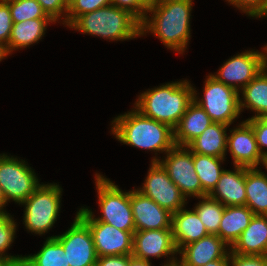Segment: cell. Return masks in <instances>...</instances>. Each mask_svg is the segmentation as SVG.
Wrapping results in <instances>:
<instances>
[{
	"label": "cell",
	"mask_w": 267,
	"mask_h": 266,
	"mask_svg": "<svg viewBox=\"0 0 267 266\" xmlns=\"http://www.w3.org/2000/svg\"><path fill=\"white\" fill-rule=\"evenodd\" d=\"M192 0H154L141 23L142 36L153 33L168 48L183 54L190 40Z\"/></svg>",
	"instance_id": "1"
},
{
	"label": "cell",
	"mask_w": 267,
	"mask_h": 266,
	"mask_svg": "<svg viewBox=\"0 0 267 266\" xmlns=\"http://www.w3.org/2000/svg\"><path fill=\"white\" fill-rule=\"evenodd\" d=\"M112 134L121 143L154 152H165L175 146L174 130L167 124L143 115L135 107L115 117Z\"/></svg>",
	"instance_id": "2"
},
{
	"label": "cell",
	"mask_w": 267,
	"mask_h": 266,
	"mask_svg": "<svg viewBox=\"0 0 267 266\" xmlns=\"http://www.w3.org/2000/svg\"><path fill=\"white\" fill-rule=\"evenodd\" d=\"M193 100V86L187 80H180L141 93L134 107L174 129Z\"/></svg>",
	"instance_id": "3"
},
{
	"label": "cell",
	"mask_w": 267,
	"mask_h": 266,
	"mask_svg": "<svg viewBox=\"0 0 267 266\" xmlns=\"http://www.w3.org/2000/svg\"><path fill=\"white\" fill-rule=\"evenodd\" d=\"M69 28L111 41L142 36L141 22L130 12L114 5L79 16Z\"/></svg>",
	"instance_id": "4"
},
{
	"label": "cell",
	"mask_w": 267,
	"mask_h": 266,
	"mask_svg": "<svg viewBox=\"0 0 267 266\" xmlns=\"http://www.w3.org/2000/svg\"><path fill=\"white\" fill-rule=\"evenodd\" d=\"M62 188L59 184L40 186L21 204L25 205L23 224L27 231L44 235L53 227L61 208Z\"/></svg>",
	"instance_id": "5"
},
{
	"label": "cell",
	"mask_w": 267,
	"mask_h": 266,
	"mask_svg": "<svg viewBox=\"0 0 267 266\" xmlns=\"http://www.w3.org/2000/svg\"><path fill=\"white\" fill-rule=\"evenodd\" d=\"M95 176L98 204L102 212L101 217L95 219L123 231H135L130 191H122L101 174L96 173Z\"/></svg>",
	"instance_id": "6"
},
{
	"label": "cell",
	"mask_w": 267,
	"mask_h": 266,
	"mask_svg": "<svg viewBox=\"0 0 267 266\" xmlns=\"http://www.w3.org/2000/svg\"><path fill=\"white\" fill-rule=\"evenodd\" d=\"M206 77L208 78L205 80L202 99L198 98L196 88H193V101L204 109L213 122L230 126L241 114L239 108L240 93L217 81L210 74Z\"/></svg>",
	"instance_id": "7"
},
{
	"label": "cell",
	"mask_w": 267,
	"mask_h": 266,
	"mask_svg": "<svg viewBox=\"0 0 267 266\" xmlns=\"http://www.w3.org/2000/svg\"><path fill=\"white\" fill-rule=\"evenodd\" d=\"M25 160L0 154V187L6 204H22L39 186V179Z\"/></svg>",
	"instance_id": "8"
},
{
	"label": "cell",
	"mask_w": 267,
	"mask_h": 266,
	"mask_svg": "<svg viewBox=\"0 0 267 266\" xmlns=\"http://www.w3.org/2000/svg\"><path fill=\"white\" fill-rule=\"evenodd\" d=\"M76 215L89 227L98 257L109 255H132L133 234L97 221L91 209L84 206Z\"/></svg>",
	"instance_id": "9"
},
{
	"label": "cell",
	"mask_w": 267,
	"mask_h": 266,
	"mask_svg": "<svg viewBox=\"0 0 267 266\" xmlns=\"http://www.w3.org/2000/svg\"><path fill=\"white\" fill-rule=\"evenodd\" d=\"M151 162H159L166 170L169 178L186 197H203L207 194L202 190L199 177L193 164V152L186 146H174L166 153L165 159L154 157Z\"/></svg>",
	"instance_id": "10"
},
{
	"label": "cell",
	"mask_w": 267,
	"mask_h": 266,
	"mask_svg": "<svg viewBox=\"0 0 267 266\" xmlns=\"http://www.w3.org/2000/svg\"><path fill=\"white\" fill-rule=\"evenodd\" d=\"M263 52L246 51L228 59L217 74H210L217 81L224 83L238 92L254 79L267 64V48Z\"/></svg>",
	"instance_id": "11"
},
{
	"label": "cell",
	"mask_w": 267,
	"mask_h": 266,
	"mask_svg": "<svg viewBox=\"0 0 267 266\" xmlns=\"http://www.w3.org/2000/svg\"><path fill=\"white\" fill-rule=\"evenodd\" d=\"M150 166L142 188L136 190L172 214L185 207L186 197L172 182L162 165L151 162Z\"/></svg>",
	"instance_id": "12"
},
{
	"label": "cell",
	"mask_w": 267,
	"mask_h": 266,
	"mask_svg": "<svg viewBox=\"0 0 267 266\" xmlns=\"http://www.w3.org/2000/svg\"><path fill=\"white\" fill-rule=\"evenodd\" d=\"M54 237L63 246L70 266H96L98 256L92 234L77 215L65 233Z\"/></svg>",
	"instance_id": "13"
},
{
	"label": "cell",
	"mask_w": 267,
	"mask_h": 266,
	"mask_svg": "<svg viewBox=\"0 0 267 266\" xmlns=\"http://www.w3.org/2000/svg\"><path fill=\"white\" fill-rule=\"evenodd\" d=\"M177 253L172 229L135 231L133 234L132 255L136 258L150 262L151 257L161 258L171 255L173 257L163 266H175L178 260L174 255Z\"/></svg>",
	"instance_id": "14"
},
{
	"label": "cell",
	"mask_w": 267,
	"mask_h": 266,
	"mask_svg": "<svg viewBox=\"0 0 267 266\" xmlns=\"http://www.w3.org/2000/svg\"><path fill=\"white\" fill-rule=\"evenodd\" d=\"M227 135L226 148L233 158V166L246 168H258V165L266 164L258 149L257 141L252 126L245 120L230 130Z\"/></svg>",
	"instance_id": "15"
},
{
	"label": "cell",
	"mask_w": 267,
	"mask_h": 266,
	"mask_svg": "<svg viewBox=\"0 0 267 266\" xmlns=\"http://www.w3.org/2000/svg\"><path fill=\"white\" fill-rule=\"evenodd\" d=\"M135 231L171 229L172 213L139 191H130Z\"/></svg>",
	"instance_id": "16"
},
{
	"label": "cell",
	"mask_w": 267,
	"mask_h": 266,
	"mask_svg": "<svg viewBox=\"0 0 267 266\" xmlns=\"http://www.w3.org/2000/svg\"><path fill=\"white\" fill-rule=\"evenodd\" d=\"M219 236L208 234L197 240L183 246L178 254H181L178 266H205L210 261L217 259H229L230 248Z\"/></svg>",
	"instance_id": "17"
},
{
	"label": "cell",
	"mask_w": 267,
	"mask_h": 266,
	"mask_svg": "<svg viewBox=\"0 0 267 266\" xmlns=\"http://www.w3.org/2000/svg\"><path fill=\"white\" fill-rule=\"evenodd\" d=\"M208 196L224 206H245V167L234 166V171L224 170Z\"/></svg>",
	"instance_id": "18"
},
{
	"label": "cell",
	"mask_w": 267,
	"mask_h": 266,
	"mask_svg": "<svg viewBox=\"0 0 267 266\" xmlns=\"http://www.w3.org/2000/svg\"><path fill=\"white\" fill-rule=\"evenodd\" d=\"M231 253L267 256V215H254L230 248Z\"/></svg>",
	"instance_id": "19"
},
{
	"label": "cell",
	"mask_w": 267,
	"mask_h": 266,
	"mask_svg": "<svg viewBox=\"0 0 267 266\" xmlns=\"http://www.w3.org/2000/svg\"><path fill=\"white\" fill-rule=\"evenodd\" d=\"M171 229L178 251L208 235L196 211L186 210L184 207L172 214Z\"/></svg>",
	"instance_id": "20"
},
{
	"label": "cell",
	"mask_w": 267,
	"mask_h": 266,
	"mask_svg": "<svg viewBox=\"0 0 267 266\" xmlns=\"http://www.w3.org/2000/svg\"><path fill=\"white\" fill-rule=\"evenodd\" d=\"M212 123L204 109L193 101L173 129L175 145L187 146Z\"/></svg>",
	"instance_id": "21"
},
{
	"label": "cell",
	"mask_w": 267,
	"mask_h": 266,
	"mask_svg": "<svg viewBox=\"0 0 267 266\" xmlns=\"http://www.w3.org/2000/svg\"><path fill=\"white\" fill-rule=\"evenodd\" d=\"M228 127L226 124L213 122L186 147L193 153L225 158Z\"/></svg>",
	"instance_id": "22"
},
{
	"label": "cell",
	"mask_w": 267,
	"mask_h": 266,
	"mask_svg": "<svg viewBox=\"0 0 267 266\" xmlns=\"http://www.w3.org/2000/svg\"><path fill=\"white\" fill-rule=\"evenodd\" d=\"M255 214L245 206H225L218 236L231 248Z\"/></svg>",
	"instance_id": "23"
},
{
	"label": "cell",
	"mask_w": 267,
	"mask_h": 266,
	"mask_svg": "<svg viewBox=\"0 0 267 266\" xmlns=\"http://www.w3.org/2000/svg\"><path fill=\"white\" fill-rule=\"evenodd\" d=\"M239 93L243 95L239 97L240 112L248 108L256 112L251 118H267V64Z\"/></svg>",
	"instance_id": "24"
},
{
	"label": "cell",
	"mask_w": 267,
	"mask_h": 266,
	"mask_svg": "<svg viewBox=\"0 0 267 266\" xmlns=\"http://www.w3.org/2000/svg\"><path fill=\"white\" fill-rule=\"evenodd\" d=\"M51 18H36L22 22H13L11 35L7 45L11 54L16 49H24L37 43L45 35L47 24L53 23Z\"/></svg>",
	"instance_id": "25"
},
{
	"label": "cell",
	"mask_w": 267,
	"mask_h": 266,
	"mask_svg": "<svg viewBox=\"0 0 267 266\" xmlns=\"http://www.w3.org/2000/svg\"><path fill=\"white\" fill-rule=\"evenodd\" d=\"M246 206L255 215H267V175L245 167Z\"/></svg>",
	"instance_id": "26"
},
{
	"label": "cell",
	"mask_w": 267,
	"mask_h": 266,
	"mask_svg": "<svg viewBox=\"0 0 267 266\" xmlns=\"http://www.w3.org/2000/svg\"><path fill=\"white\" fill-rule=\"evenodd\" d=\"M21 266H70L63 246L54 237H47L41 250L34 255L24 256Z\"/></svg>",
	"instance_id": "27"
},
{
	"label": "cell",
	"mask_w": 267,
	"mask_h": 266,
	"mask_svg": "<svg viewBox=\"0 0 267 266\" xmlns=\"http://www.w3.org/2000/svg\"><path fill=\"white\" fill-rule=\"evenodd\" d=\"M224 160L225 158L193 153L194 168L199 177L202 190L207 195L214 189L221 173L224 171L220 166Z\"/></svg>",
	"instance_id": "28"
},
{
	"label": "cell",
	"mask_w": 267,
	"mask_h": 266,
	"mask_svg": "<svg viewBox=\"0 0 267 266\" xmlns=\"http://www.w3.org/2000/svg\"><path fill=\"white\" fill-rule=\"evenodd\" d=\"M198 199L202 201H199V203L196 204L194 210L204 224L208 234H214L218 236V230L225 206L219 201L212 199L208 195L198 197Z\"/></svg>",
	"instance_id": "29"
},
{
	"label": "cell",
	"mask_w": 267,
	"mask_h": 266,
	"mask_svg": "<svg viewBox=\"0 0 267 266\" xmlns=\"http://www.w3.org/2000/svg\"><path fill=\"white\" fill-rule=\"evenodd\" d=\"M16 222L7 212L0 213V256L11 266H21L24 256L6 255V250L13 243L16 233Z\"/></svg>",
	"instance_id": "30"
},
{
	"label": "cell",
	"mask_w": 267,
	"mask_h": 266,
	"mask_svg": "<svg viewBox=\"0 0 267 266\" xmlns=\"http://www.w3.org/2000/svg\"><path fill=\"white\" fill-rule=\"evenodd\" d=\"M9 5L13 22H22L36 18H50L37 0H12Z\"/></svg>",
	"instance_id": "31"
},
{
	"label": "cell",
	"mask_w": 267,
	"mask_h": 266,
	"mask_svg": "<svg viewBox=\"0 0 267 266\" xmlns=\"http://www.w3.org/2000/svg\"><path fill=\"white\" fill-rule=\"evenodd\" d=\"M111 5V0H68L66 25L69 27L79 16Z\"/></svg>",
	"instance_id": "32"
},
{
	"label": "cell",
	"mask_w": 267,
	"mask_h": 266,
	"mask_svg": "<svg viewBox=\"0 0 267 266\" xmlns=\"http://www.w3.org/2000/svg\"><path fill=\"white\" fill-rule=\"evenodd\" d=\"M153 1L154 0H111V5L130 12L142 23Z\"/></svg>",
	"instance_id": "33"
},
{
	"label": "cell",
	"mask_w": 267,
	"mask_h": 266,
	"mask_svg": "<svg viewBox=\"0 0 267 266\" xmlns=\"http://www.w3.org/2000/svg\"><path fill=\"white\" fill-rule=\"evenodd\" d=\"M43 11L50 17L54 23L65 17L62 21L66 25V17L68 11V0H37ZM62 15V16H61Z\"/></svg>",
	"instance_id": "34"
},
{
	"label": "cell",
	"mask_w": 267,
	"mask_h": 266,
	"mask_svg": "<svg viewBox=\"0 0 267 266\" xmlns=\"http://www.w3.org/2000/svg\"><path fill=\"white\" fill-rule=\"evenodd\" d=\"M246 121L252 126L258 149L267 162V151H263V147L267 148V118H248Z\"/></svg>",
	"instance_id": "35"
},
{
	"label": "cell",
	"mask_w": 267,
	"mask_h": 266,
	"mask_svg": "<svg viewBox=\"0 0 267 266\" xmlns=\"http://www.w3.org/2000/svg\"><path fill=\"white\" fill-rule=\"evenodd\" d=\"M238 9L255 18L267 16V0H238Z\"/></svg>",
	"instance_id": "36"
},
{
	"label": "cell",
	"mask_w": 267,
	"mask_h": 266,
	"mask_svg": "<svg viewBox=\"0 0 267 266\" xmlns=\"http://www.w3.org/2000/svg\"><path fill=\"white\" fill-rule=\"evenodd\" d=\"M12 27L13 20L9 5L6 2L0 1V42L5 45H8Z\"/></svg>",
	"instance_id": "37"
},
{
	"label": "cell",
	"mask_w": 267,
	"mask_h": 266,
	"mask_svg": "<svg viewBox=\"0 0 267 266\" xmlns=\"http://www.w3.org/2000/svg\"><path fill=\"white\" fill-rule=\"evenodd\" d=\"M228 266H267V256L241 255L230 252Z\"/></svg>",
	"instance_id": "38"
},
{
	"label": "cell",
	"mask_w": 267,
	"mask_h": 266,
	"mask_svg": "<svg viewBox=\"0 0 267 266\" xmlns=\"http://www.w3.org/2000/svg\"><path fill=\"white\" fill-rule=\"evenodd\" d=\"M129 255H109L97 258L96 266H128Z\"/></svg>",
	"instance_id": "39"
},
{
	"label": "cell",
	"mask_w": 267,
	"mask_h": 266,
	"mask_svg": "<svg viewBox=\"0 0 267 266\" xmlns=\"http://www.w3.org/2000/svg\"><path fill=\"white\" fill-rule=\"evenodd\" d=\"M128 266H151V262L129 255Z\"/></svg>",
	"instance_id": "40"
},
{
	"label": "cell",
	"mask_w": 267,
	"mask_h": 266,
	"mask_svg": "<svg viewBox=\"0 0 267 266\" xmlns=\"http://www.w3.org/2000/svg\"><path fill=\"white\" fill-rule=\"evenodd\" d=\"M229 259H217L215 261H210L205 266H228Z\"/></svg>",
	"instance_id": "41"
},
{
	"label": "cell",
	"mask_w": 267,
	"mask_h": 266,
	"mask_svg": "<svg viewBox=\"0 0 267 266\" xmlns=\"http://www.w3.org/2000/svg\"><path fill=\"white\" fill-rule=\"evenodd\" d=\"M7 45L0 42V61L9 55Z\"/></svg>",
	"instance_id": "42"
},
{
	"label": "cell",
	"mask_w": 267,
	"mask_h": 266,
	"mask_svg": "<svg viewBox=\"0 0 267 266\" xmlns=\"http://www.w3.org/2000/svg\"><path fill=\"white\" fill-rule=\"evenodd\" d=\"M5 206H6V201H5L3 192H2L1 187H0V213L6 212V210H4Z\"/></svg>",
	"instance_id": "43"
},
{
	"label": "cell",
	"mask_w": 267,
	"mask_h": 266,
	"mask_svg": "<svg viewBox=\"0 0 267 266\" xmlns=\"http://www.w3.org/2000/svg\"><path fill=\"white\" fill-rule=\"evenodd\" d=\"M0 266H11V265L0 256Z\"/></svg>",
	"instance_id": "44"
},
{
	"label": "cell",
	"mask_w": 267,
	"mask_h": 266,
	"mask_svg": "<svg viewBox=\"0 0 267 266\" xmlns=\"http://www.w3.org/2000/svg\"><path fill=\"white\" fill-rule=\"evenodd\" d=\"M226 1H228V3L234 5L235 7L238 8V0H226Z\"/></svg>",
	"instance_id": "45"
},
{
	"label": "cell",
	"mask_w": 267,
	"mask_h": 266,
	"mask_svg": "<svg viewBox=\"0 0 267 266\" xmlns=\"http://www.w3.org/2000/svg\"><path fill=\"white\" fill-rule=\"evenodd\" d=\"M1 2H9V1H12V0H0Z\"/></svg>",
	"instance_id": "46"
}]
</instances>
